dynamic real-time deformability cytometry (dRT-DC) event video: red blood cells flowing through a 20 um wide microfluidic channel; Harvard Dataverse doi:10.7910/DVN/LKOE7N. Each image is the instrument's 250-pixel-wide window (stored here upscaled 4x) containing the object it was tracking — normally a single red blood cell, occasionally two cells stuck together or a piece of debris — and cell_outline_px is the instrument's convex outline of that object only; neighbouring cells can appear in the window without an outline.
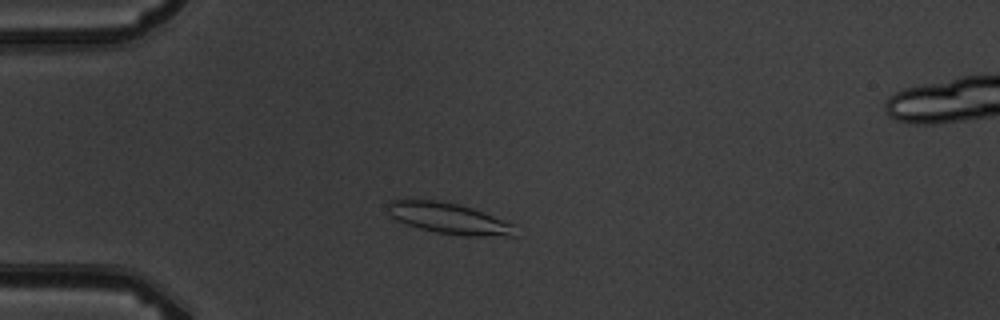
{"species": "common noctule bat (a hibernating species)", "species_latin": "Nyctalus noctula", "temperature_condition": "warm", "stored_images_in_passage": 4, "camera_frame_rate_fps": 3000, "um_per_image_px": 0.085, "animal": {"sex": "male", "body_mass_g": 19.5, "forearm_length_mm": 54.6}, "frame": {"image": 1, "passage_image": 3, "time_ms": 3.0, "image_size_px": [1000, 320], "cell_outline_px": [[516, 236], [464, 236], [436, 232], [420, 228], [396, 220], [388, 212], [388, 200], [408, 196], [436, 200], [456, 204], [472, 208], [484, 212], [516, 224]], "centroid_in_image_um": [38.12, 18.52], "position_along_channel_um": 46.9, "area_um2": 23.64}}